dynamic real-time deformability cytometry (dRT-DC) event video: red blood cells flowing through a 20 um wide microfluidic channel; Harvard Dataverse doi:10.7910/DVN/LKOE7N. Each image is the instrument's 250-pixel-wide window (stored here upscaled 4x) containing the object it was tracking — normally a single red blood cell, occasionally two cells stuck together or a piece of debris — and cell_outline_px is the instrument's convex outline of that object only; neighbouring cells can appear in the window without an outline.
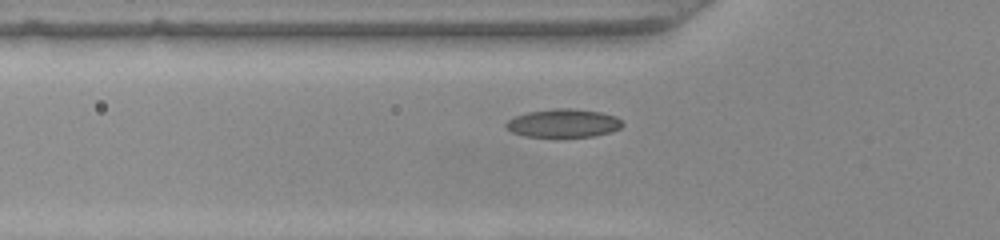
{"species": "common noctule bat (a hibernating species)", "species_latin": "Nyctalus noctula", "temperature_condition": "warm", "stored_images_in_passage": 41, "camera_frame_rate_fps": 3000, "um_per_image_px": 0.085, "animal": {"sex": "female", "body_mass_g": 22.0, "forearm_length_mm": 56.7}, "frame": {"image": 1, "passage_image": 12, "time_ms": 3.667, "image_size_px": [1000, 240], "cell_outline_px": [[624, 124], [620, 128], [612, 132], [592, 136], [524, 136], [512, 132], [504, 124], [508, 120], [516, 116], [528, 112], [552, 108], [572, 108], [600, 112], [616, 116]], "centroid_in_image_um": [47.9, 10.46], "position_along_channel_um": 77.9, "area_um2": 19.07}}
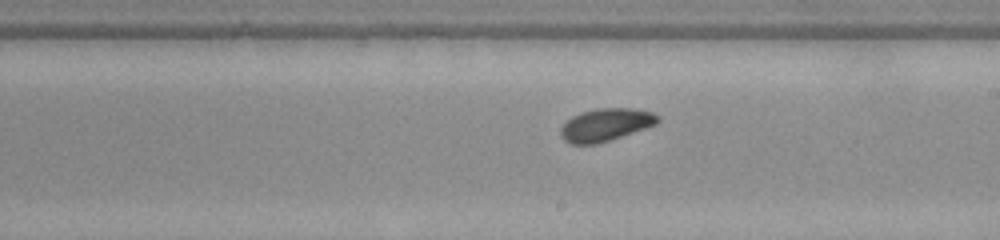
{"frame": {"image": 2, "passage_image": 24, "time_ms": 7.667, "image_size_px": [1000, 240], "cell_outline_px": [[660, 120], [656, 124], [596, 144], [572, 144], [564, 140], [560, 136], [560, 128], [572, 116], [580, 112], [596, 108], [632, 108], [652, 112], [660, 116]], "centroid_in_image_um": [51.46, 10.59], "position_along_channel_um": 237.5, "area_um2": 18.32}}
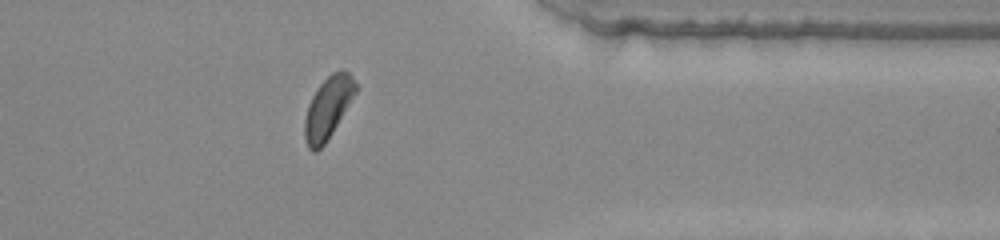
{"frame": {"image": 3, "passage_image": 36, "time_ms": 11.667, "image_size_px": [1000, 240], "cell_outline_px": [[356, 92], [332, 132], [324, 144], [316, 152], [312, 152], [308, 148], [304, 136], [304, 120], [308, 104], [312, 96], [320, 84], [332, 72], [348, 72], [352, 76], [356, 84]], "centroid_in_image_um": [27.84, 9.19], "position_along_channel_um": 383.6, "area_um2": 17.92}}